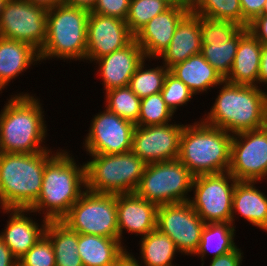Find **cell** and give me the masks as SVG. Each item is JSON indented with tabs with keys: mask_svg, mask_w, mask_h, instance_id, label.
Here are the masks:
<instances>
[{
	"mask_svg": "<svg viewBox=\"0 0 267 266\" xmlns=\"http://www.w3.org/2000/svg\"><path fill=\"white\" fill-rule=\"evenodd\" d=\"M0 266H18V260L13 256L11 250L0 238Z\"/></svg>",
	"mask_w": 267,
	"mask_h": 266,
	"instance_id": "cell-43",
	"label": "cell"
},
{
	"mask_svg": "<svg viewBox=\"0 0 267 266\" xmlns=\"http://www.w3.org/2000/svg\"><path fill=\"white\" fill-rule=\"evenodd\" d=\"M261 50L262 44L248 30L239 40L233 66L225 81L258 86Z\"/></svg>",
	"mask_w": 267,
	"mask_h": 266,
	"instance_id": "cell-24",
	"label": "cell"
},
{
	"mask_svg": "<svg viewBox=\"0 0 267 266\" xmlns=\"http://www.w3.org/2000/svg\"><path fill=\"white\" fill-rule=\"evenodd\" d=\"M13 95L0 111V153L50 150L43 144L48 128L40 100L30 93Z\"/></svg>",
	"mask_w": 267,
	"mask_h": 266,
	"instance_id": "cell-2",
	"label": "cell"
},
{
	"mask_svg": "<svg viewBox=\"0 0 267 266\" xmlns=\"http://www.w3.org/2000/svg\"><path fill=\"white\" fill-rule=\"evenodd\" d=\"M200 28L201 45H207L212 42H227L243 27L232 21L200 17Z\"/></svg>",
	"mask_w": 267,
	"mask_h": 266,
	"instance_id": "cell-36",
	"label": "cell"
},
{
	"mask_svg": "<svg viewBox=\"0 0 267 266\" xmlns=\"http://www.w3.org/2000/svg\"><path fill=\"white\" fill-rule=\"evenodd\" d=\"M243 257V252L237 246L229 253L211 258L210 266H241Z\"/></svg>",
	"mask_w": 267,
	"mask_h": 266,
	"instance_id": "cell-41",
	"label": "cell"
},
{
	"mask_svg": "<svg viewBox=\"0 0 267 266\" xmlns=\"http://www.w3.org/2000/svg\"><path fill=\"white\" fill-rule=\"evenodd\" d=\"M191 11V6L177 2L152 18L135 35L146 59H157L170 45L179 22Z\"/></svg>",
	"mask_w": 267,
	"mask_h": 266,
	"instance_id": "cell-17",
	"label": "cell"
},
{
	"mask_svg": "<svg viewBox=\"0 0 267 266\" xmlns=\"http://www.w3.org/2000/svg\"><path fill=\"white\" fill-rule=\"evenodd\" d=\"M228 171L237 181L267 178V125L233 134Z\"/></svg>",
	"mask_w": 267,
	"mask_h": 266,
	"instance_id": "cell-12",
	"label": "cell"
},
{
	"mask_svg": "<svg viewBox=\"0 0 267 266\" xmlns=\"http://www.w3.org/2000/svg\"><path fill=\"white\" fill-rule=\"evenodd\" d=\"M117 224L119 240L123 230L144 237L157 227L158 205L139 197L135 193L116 194Z\"/></svg>",
	"mask_w": 267,
	"mask_h": 266,
	"instance_id": "cell-18",
	"label": "cell"
},
{
	"mask_svg": "<svg viewBox=\"0 0 267 266\" xmlns=\"http://www.w3.org/2000/svg\"><path fill=\"white\" fill-rule=\"evenodd\" d=\"M6 0H0V17H1V12L3 10V6L5 4Z\"/></svg>",
	"mask_w": 267,
	"mask_h": 266,
	"instance_id": "cell-50",
	"label": "cell"
},
{
	"mask_svg": "<svg viewBox=\"0 0 267 266\" xmlns=\"http://www.w3.org/2000/svg\"><path fill=\"white\" fill-rule=\"evenodd\" d=\"M52 152L0 153V209H29L37 201Z\"/></svg>",
	"mask_w": 267,
	"mask_h": 266,
	"instance_id": "cell-4",
	"label": "cell"
},
{
	"mask_svg": "<svg viewBox=\"0 0 267 266\" xmlns=\"http://www.w3.org/2000/svg\"><path fill=\"white\" fill-rule=\"evenodd\" d=\"M179 2H183V3H186L190 6H192L196 0H178Z\"/></svg>",
	"mask_w": 267,
	"mask_h": 266,
	"instance_id": "cell-48",
	"label": "cell"
},
{
	"mask_svg": "<svg viewBox=\"0 0 267 266\" xmlns=\"http://www.w3.org/2000/svg\"><path fill=\"white\" fill-rule=\"evenodd\" d=\"M266 0H240V5L243 14V27H248V24L257 16L261 15Z\"/></svg>",
	"mask_w": 267,
	"mask_h": 266,
	"instance_id": "cell-40",
	"label": "cell"
},
{
	"mask_svg": "<svg viewBox=\"0 0 267 266\" xmlns=\"http://www.w3.org/2000/svg\"><path fill=\"white\" fill-rule=\"evenodd\" d=\"M261 15H267V0L265 1L264 7L262 9Z\"/></svg>",
	"mask_w": 267,
	"mask_h": 266,
	"instance_id": "cell-49",
	"label": "cell"
},
{
	"mask_svg": "<svg viewBox=\"0 0 267 266\" xmlns=\"http://www.w3.org/2000/svg\"><path fill=\"white\" fill-rule=\"evenodd\" d=\"M89 156L84 163L85 188L93 193H134L147 165L132 151Z\"/></svg>",
	"mask_w": 267,
	"mask_h": 266,
	"instance_id": "cell-7",
	"label": "cell"
},
{
	"mask_svg": "<svg viewBox=\"0 0 267 266\" xmlns=\"http://www.w3.org/2000/svg\"><path fill=\"white\" fill-rule=\"evenodd\" d=\"M130 0H97L91 12L126 20Z\"/></svg>",
	"mask_w": 267,
	"mask_h": 266,
	"instance_id": "cell-39",
	"label": "cell"
},
{
	"mask_svg": "<svg viewBox=\"0 0 267 266\" xmlns=\"http://www.w3.org/2000/svg\"><path fill=\"white\" fill-rule=\"evenodd\" d=\"M144 59L146 57L142 48L133 39L124 48L94 60L96 65L98 64V76L102 78L104 90L127 87L132 75Z\"/></svg>",
	"mask_w": 267,
	"mask_h": 266,
	"instance_id": "cell-19",
	"label": "cell"
},
{
	"mask_svg": "<svg viewBox=\"0 0 267 266\" xmlns=\"http://www.w3.org/2000/svg\"><path fill=\"white\" fill-rule=\"evenodd\" d=\"M2 210L4 214L9 213L10 216L5 229L0 233V238L11 250L13 256L19 260L45 234L48 220L43 217L42 224L38 225L32 216H27V214L32 213L30 209L10 208Z\"/></svg>",
	"mask_w": 267,
	"mask_h": 266,
	"instance_id": "cell-20",
	"label": "cell"
},
{
	"mask_svg": "<svg viewBox=\"0 0 267 266\" xmlns=\"http://www.w3.org/2000/svg\"><path fill=\"white\" fill-rule=\"evenodd\" d=\"M30 4L40 6L45 8L46 10L52 9L57 5L64 4L65 0H25Z\"/></svg>",
	"mask_w": 267,
	"mask_h": 266,
	"instance_id": "cell-47",
	"label": "cell"
},
{
	"mask_svg": "<svg viewBox=\"0 0 267 266\" xmlns=\"http://www.w3.org/2000/svg\"><path fill=\"white\" fill-rule=\"evenodd\" d=\"M90 11L60 4L47 12V38L40 61L50 58L82 60L86 57L87 22Z\"/></svg>",
	"mask_w": 267,
	"mask_h": 266,
	"instance_id": "cell-6",
	"label": "cell"
},
{
	"mask_svg": "<svg viewBox=\"0 0 267 266\" xmlns=\"http://www.w3.org/2000/svg\"><path fill=\"white\" fill-rule=\"evenodd\" d=\"M166 105L175 114L180 106H185L194 96V93L181 80L170 72L167 73L161 90Z\"/></svg>",
	"mask_w": 267,
	"mask_h": 266,
	"instance_id": "cell-37",
	"label": "cell"
},
{
	"mask_svg": "<svg viewBox=\"0 0 267 266\" xmlns=\"http://www.w3.org/2000/svg\"><path fill=\"white\" fill-rule=\"evenodd\" d=\"M47 12L25 0H6L0 17V37L27 43L40 52L47 38Z\"/></svg>",
	"mask_w": 267,
	"mask_h": 266,
	"instance_id": "cell-11",
	"label": "cell"
},
{
	"mask_svg": "<svg viewBox=\"0 0 267 266\" xmlns=\"http://www.w3.org/2000/svg\"><path fill=\"white\" fill-rule=\"evenodd\" d=\"M174 113L166 105L161 92L141 99L136 126L163 125L172 121Z\"/></svg>",
	"mask_w": 267,
	"mask_h": 266,
	"instance_id": "cell-35",
	"label": "cell"
},
{
	"mask_svg": "<svg viewBox=\"0 0 267 266\" xmlns=\"http://www.w3.org/2000/svg\"><path fill=\"white\" fill-rule=\"evenodd\" d=\"M200 16L192 10L179 22L170 45L157 58L168 69L201 53Z\"/></svg>",
	"mask_w": 267,
	"mask_h": 266,
	"instance_id": "cell-21",
	"label": "cell"
},
{
	"mask_svg": "<svg viewBox=\"0 0 267 266\" xmlns=\"http://www.w3.org/2000/svg\"><path fill=\"white\" fill-rule=\"evenodd\" d=\"M258 181H237L233 192L231 223L238 213L253 226L267 232V195L258 190ZM235 213V214H234Z\"/></svg>",
	"mask_w": 267,
	"mask_h": 266,
	"instance_id": "cell-22",
	"label": "cell"
},
{
	"mask_svg": "<svg viewBox=\"0 0 267 266\" xmlns=\"http://www.w3.org/2000/svg\"><path fill=\"white\" fill-rule=\"evenodd\" d=\"M105 95V108L134 124L138 121L141 99L129 86L110 89Z\"/></svg>",
	"mask_w": 267,
	"mask_h": 266,
	"instance_id": "cell-34",
	"label": "cell"
},
{
	"mask_svg": "<svg viewBox=\"0 0 267 266\" xmlns=\"http://www.w3.org/2000/svg\"><path fill=\"white\" fill-rule=\"evenodd\" d=\"M171 123L136 126L131 151L146 164L176 160L184 124Z\"/></svg>",
	"mask_w": 267,
	"mask_h": 266,
	"instance_id": "cell-15",
	"label": "cell"
},
{
	"mask_svg": "<svg viewBox=\"0 0 267 266\" xmlns=\"http://www.w3.org/2000/svg\"><path fill=\"white\" fill-rule=\"evenodd\" d=\"M61 221L79 234L119 239L116 194L86 190Z\"/></svg>",
	"mask_w": 267,
	"mask_h": 266,
	"instance_id": "cell-9",
	"label": "cell"
},
{
	"mask_svg": "<svg viewBox=\"0 0 267 266\" xmlns=\"http://www.w3.org/2000/svg\"><path fill=\"white\" fill-rule=\"evenodd\" d=\"M248 31L243 27L233 38L227 42H212L201 45V54L205 60L216 69L225 79L231 71L240 38Z\"/></svg>",
	"mask_w": 267,
	"mask_h": 266,
	"instance_id": "cell-30",
	"label": "cell"
},
{
	"mask_svg": "<svg viewBox=\"0 0 267 266\" xmlns=\"http://www.w3.org/2000/svg\"><path fill=\"white\" fill-rule=\"evenodd\" d=\"M119 239L78 233V254L83 266H114L128 250Z\"/></svg>",
	"mask_w": 267,
	"mask_h": 266,
	"instance_id": "cell-26",
	"label": "cell"
},
{
	"mask_svg": "<svg viewBox=\"0 0 267 266\" xmlns=\"http://www.w3.org/2000/svg\"><path fill=\"white\" fill-rule=\"evenodd\" d=\"M39 62V52L31 45L0 37V93L11 80Z\"/></svg>",
	"mask_w": 267,
	"mask_h": 266,
	"instance_id": "cell-23",
	"label": "cell"
},
{
	"mask_svg": "<svg viewBox=\"0 0 267 266\" xmlns=\"http://www.w3.org/2000/svg\"><path fill=\"white\" fill-rule=\"evenodd\" d=\"M247 28L261 44H267V15L257 16Z\"/></svg>",
	"mask_w": 267,
	"mask_h": 266,
	"instance_id": "cell-42",
	"label": "cell"
},
{
	"mask_svg": "<svg viewBox=\"0 0 267 266\" xmlns=\"http://www.w3.org/2000/svg\"><path fill=\"white\" fill-rule=\"evenodd\" d=\"M235 228L236 226L228 222L205 223L199 247L193 255L201 257V261H203L201 266L204 264L207 253L212 252V258H216L237 247L234 242Z\"/></svg>",
	"mask_w": 267,
	"mask_h": 266,
	"instance_id": "cell-28",
	"label": "cell"
},
{
	"mask_svg": "<svg viewBox=\"0 0 267 266\" xmlns=\"http://www.w3.org/2000/svg\"><path fill=\"white\" fill-rule=\"evenodd\" d=\"M76 163L68 151L57 150L45 164L39 197L29 208L32 213L42 211L48 221L61 220L68 213L86 191L85 164Z\"/></svg>",
	"mask_w": 267,
	"mask_h": 266,
	"instance_id": "cell-3",
	"label": "cell"
},
{
	"mask_svg": "<svg viewBox=\"0 0 267 266\" xmlns=\"http://www.w3.org/2000/svg\"><path fill=\"white\" fill-rule=\"evenodd\" d=\"M134 39L125 20L90 12L85 60L90 63L127 46Z\"/></svg>",
	"mask_w": 267,
	"mask_h": 266,
	"instance_id": "cell-16",
	"label": "cell"
},
{
	"mask_svg": "<svg viewBox=\"0 0 267 266\" xmlns=\"http://www.w3.org/2000/svg\"><path fill=\"white\" fill-rule=\"evenodd\" d=\"M97 0H65L64 4L92 11Z\"/></svg>",
	"mask_w": 267,
	"mask_h": 266,
	"instance_id": "cell-45",
	"label": "cell"
},
{
	"mask_svg": "<svg viewBox=\"0 0 267 266\" xmlns=\"http://www.w3.org/2000/svg\"><path fill=\"white\" fill-rule=\"evenodd\" d=\"M45 235L52 242L56 266H83L78 254V233L61 220H49Z\"/></svg>",
	"mask_w": 267,
	"mask_h": 266,
	"instance_id": "cell-27",
	"label": "cell"
},
{
	"mask_svg": "<svg viewBox=\"0 0 267 266\" xmlns=\"http://www.w3.org/2000/svg\"><path fill=\"white\" fill-rule=\"evenodd\" d=\"M18 266H56L55 251L50 239L44 234L39 241L18 260Z\"/></svg>",
	"mask_w": 267,
	"mask_h": 266,
	"instance_id": "cell-38",
	"label": "cell"
},
{
	"mask_svg": "<svg viewBox=\"0 0 267 266\" xmlns=\"http://www.w3.org/2000/svg\"><path fill=\"white\" fill-rule=\"evenodd\" d=\"M258 84L259 86L267 85V44H262Z\"/></svg>",
	"mask_w": 267,
	"mask_h": 266,
	"instance_id": "cell-44",
	"label": "cell"
},
{
	"mask_svg": "<svg viewBox=\"0 0 267 266\" xmlns=\"http://www.w3.org/2000/svg\"><path fill=\"white\" fill-rule=\"evenodd\" d=\"M83 142L87 154H119L132 150L136 125L107 108L93 116Z\"/></svg>",
	"mask_w": 267,
	"mask_h": 266,
	"instance_id": "cell-14",
	"label": "cell"
},
{
	"mask_svg": "<svg viewBox=\"0 0 267 266\" xmlns=\"http://www.w3.org/2000/svg\"><path fill=\"white\" fill-rule=\"evenodd\" d=\"M236 182L229 171L194 177L189 202L205 223H231Z\"/></svg>",
	"mask_w": 267,
	"mask_h": 266,
	"instance_id": "cell-10",
	"label": "cell"
},
{
	"mask_svg": "<svg viewBox=\"0 0 267 266\" xmlns=\"http://www.w3.org/2000/svg\"><path fill=\"white\" fill-rule=\"evenodd\" d=\"M146 60L148 59H144L138 66L128 85L140 99L161 92L165 77L169 72V69L164 64L163 66L148 69L145 63Z\"/></svg>",
	"mask_w": 267,
	"mask_h": 266,
	"instance_id": "cell-31",
	"label": "cell"
},
{
	"mask_svg": "<svg viewBox=\"0 0 267 266\" xmlns=\"http://www.w3.org/2000/svg\"><path fill=\"white\" fill-rule=\"evenodd\" d=\"M178 0H130L128 16L125 20L129 31L135 35L156 15L167 10Z\"/></svg>",
	"mask_w": 267,
	"mask_h": 266,
	"instance_id": "cell-33",
	"label": "cell"
},
{
	"mask_svg": "<svg viewBox=\"0 0 267 266\" xmlns=\"http://www.w3.org/2000/svg\"><path fill=\"white\" fill-rule=\"evenodd\" d=\"M205 225L189 201L163 204L157 211V229L168 235L181 255H194Z\"/></svg>",
	"mask_w": 267,
	"mask_h": 266,
	"instance_id": "cell-13",
	"label": "cell"
},
{
	"mask_svg": "<svg viewBox=\"0 0 267 266\" xmlns=\"http://www.w3.org/2000/svg\"><path fill=\"white\" fill-rule=\"evenodd\" d=\"M194 177L178 159L149 163L134 193L158 206L187 202Z\"/></svg>",
	"mask_w": 267,
	"mask_h": 266,
	"instance_id": "cell-8",
	"label": "cell"
},
{
	"mask_svg": "<svg viewBox=\"0 0 267 266\" xmlns=\"http://www.w3.org/2000/svg\"><path fill=\"white\" fill-rule=\"evenodd\" d=\"M191 10L200 17L232 21L243 27L240 0H196Z\"/></svg>",
	"mask_w": 267,
	"mask_h": 266,
	"instance_id": "cell-32",
	"label": "cell"
},
{
	"mask_svg": "<svg viewBox=\"0 0 267 266\" xmlns=\"http://www.w3.org/2000/svg\"><path fill=\"white\" fill-rule=\"evenodd\" d=\"M210 112L201 119L230 134L256 130L267 125V92L259 86L223 81ZM265 91V92H264Z\"/></svg>",
	"mask_w": 267,
	"mask_h": 266,
	"instance_id": "cell-1",
	"label": "cell"
},
{
	"mask_svg": "<svg viewBox=\"0 0 267 266\" xmlns=\"http://www.w3.org/2000/svg\"><path fill=\"white\" fill-rule=\"evenodd\" d=\"M139 260L134 255L126 251L123 256L114 264V266H141Z\"/></svg>",
	"mask_w": 267,
	"mask_h": 266,
	"instance_id": "cell-46",
	"label": "cell"
},
{
	"mask_svg": "<svg viewBox=\"0 0 267 266\" xmlns=\"http://www.w3.org/2000/svg\"><path fill=\"white\" fill-rule=\"evenodd\" d=\"M140 260L144 266H173L178 249L168 235L161 233L157 228L139 241ZM141 264V266H143Z\"/></svg>",
	"mask_w": 267,
	"mask_h": 266,
	"instance_id": "cell-29",
	"label": "cell"
},
{
	"mask_svg": "<svg viewBox=\"0 0 267 266\" xmlns=\"http://www.w3.org/2000/svg\"><path fill=\"white\" fill-rule=\"evenodd\" d=\"M192 124L183 127L177 159L194 176L228 171L233 134L202 120Z\"/></svg>",
	"mask_w": 267,
	"mask_h": 266,
	"instance_id": "cell-5",
	"label": "cell"
},
{
	"mask_svg": "<svg viewBox=\"0 0 267 266\" xmlns=\"http://www.w3.org/2000/svg\"><path fill=\"white\" fill-rule=\"evenodd\" d=\"M169 72L187 85L194 95L204 93V91L206 93L210 88L219 86L225 80L201 53L174 65Z\"/></svg>",
	"mask_w": 267,
	"mask_h": 266,
	"instance_id": "cell-25",
	"label": "cell"
}]
</instances>
